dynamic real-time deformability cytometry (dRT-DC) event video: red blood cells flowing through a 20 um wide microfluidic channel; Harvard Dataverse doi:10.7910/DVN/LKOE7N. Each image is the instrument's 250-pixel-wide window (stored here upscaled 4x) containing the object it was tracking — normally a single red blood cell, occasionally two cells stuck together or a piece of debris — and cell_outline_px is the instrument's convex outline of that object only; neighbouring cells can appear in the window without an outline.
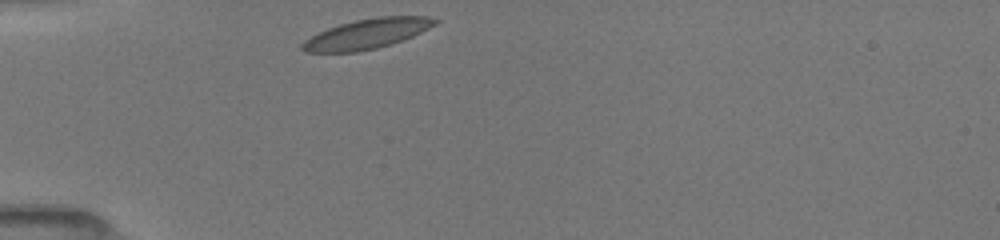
{"species": "common noctule bat (a hibernating species)", "species_latin": "Nyctalus noctula", "temperature_condition": "room temperature", "stored_images_in_passage": 3, "camera_frame_rate_fps": 3000, "um_per_image_px": 0.085, "animal": {"sex": "female", "body_mass_g": 19.5, "forearm_length_mm": 54.1}, "frame": {"image": 1, "passage_image": 1, "time_ms": 0.0, "image_size_px": [1000, 240], "cell_outline_px": [[440, 20], [436, 24], [412, 36], [392, 44], [376, 48], [356, 52], [304, 52], [300, 48], [300, 44], [304, 40], [328, 28], [340, 24], [356, 20], [376, 16], [428, 16]], "centroid_in_image_um": [31.19, 2.87], "position_along_channel_um": 53.8, "area_um2": 23.06}}
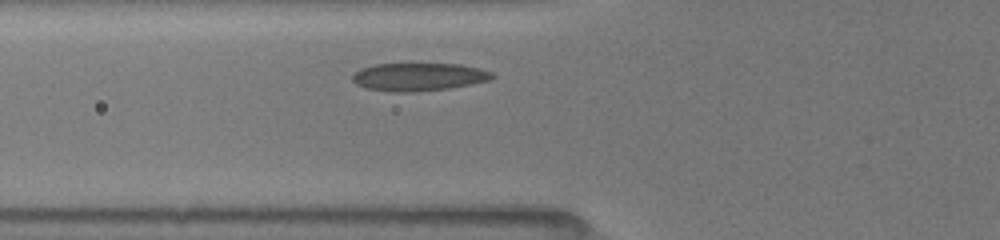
{"frame": {"image": 2, "passage_image": 3, "time_ms": 1.333, "image_size_px": [1000, 240], "cell_outline_px": [[496, 76], [492, 80], [448, 88], [408, 92], [392, 92], [364, 88], [356, 84], [352, 80], [352, 76], [360, 68], [376, 64], [460, 64], [480, 68], [492, 72]], "centroid_in_image_um": [35.59, 6.53], "position_along_channel_um": 90.2, "area_um2": 22.77}}